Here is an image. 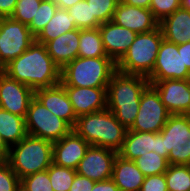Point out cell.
I'll return each instance as SVG.
<instances>
[{
  "instance_id": "obj_41",
  "label": "cell",
  "mask_w": 190,
  "mask_h": 191,
  "mask_svg": "<svg viewBox=\"0 0 190 191\" xmlns=\"http://www.w3.org/2000/svg\"><path fill=\"white\" fill-rule=\"evenodd\" d=\"M153 151L156 152L158 155L168 159L167 150H164V138L162 137V134L160 132L155 133V145Z\"/></svg>"
},
{
  "instance_id": "obj_11",
  "label": "cell",
  "mask_w": 190,
  "mask_h": 191,
  "mask_svg": "<svg viewBox=\"0 0 190 191\" xmlns=\"http://www.w3.org/2000/svg\"><path fill=\"white\" fill-rule=\"evenodd\" d=\"M189 70L182 59V44L162 40L152 73L148 81L187 79Z\"/></svg>"
},
{
  "instance_id": "obj_27",
  "label": "cell",
  "mask_w": 190,
  "mask_h": 191,
  "mask_svg": "<svg viewBox=\"0 0 190 191\" xmlns=\"http://www.w3.org/2000/svg\"><path fill=\"white\" fill-rule=\"evenodd\" d=\"M164 174L168 191H190L189 165L169 164Z\"/></svg>"
},
{
  "instance_id": "obj_25",
  "label": "cell",
  "mask_w": 190,
  "mask_h": 191,
  "mask_svg": "<svg viewBox=\"0 0 190 191\" xmlns=\"http://www.w3.org/2000/svg\"><path fill=\"white\" fill-rule=\"evenodd\" d=\"M75 29H77V27L75 26L73 17L66 9L58 8L51 21L45 26L35 40L45 45L47 42Z\"/></svg>"
},
{
  "instance_id": "obj_19",
  "label": "cell",
  "mask_w": 190,
  "mask_h": 191,
  "mask_svg": "<svg viewBox=\"0 0 190 191\" xmlns=\"http://www.w3.org/2000/svg\"><path fill=\"white\" fill-rule=\"evenodd\" d=\"M35 97L53 114L65 120L72 128L77 117L64 86L57 85L35 90Z\"/></svg>"
},
{
  "instance_id": "obj_10",
  "label": "cell",
  "mask_w": 190,
  "mask_h": 191,
  "mask_svg": "<svg viewBox=\"0 0 190 191\" xmlns=\"http://www.w3.org/2000/svg\"><path fill=\"white\" fill-rule=\"evenodd\" d=\"M171 114L161 102L157 90L149 84L141 94L138 114L128 130L158 133Z\"/></svg>"
},
{
  "instance_id": "obj_37",
  "label": "cell",
  "mask_w": 190,
  "mask_h": 191,
  "mask_svg": "<svg viewBox=\"0 0 190 191\" xmlns=\"http://www.w3.org/2000/svg\"><path fill=\"white\" fill-rule=\"evenodd\" d=\"M140 191H168L165 174L145 176Z\"/></svg>"
},
{
  "instance_id": "obj_30",
  "label": "cell",
  "mask_w": 190,
  "mask_h": 191,
  "mask_svg": "<svg viewBox=\"0 0 190 191\" xmlns=\"http://www.w3.org/2000/svg\"><path fill=\"white\" fill-rule=\"evenodd\" d=\"M48 176L54 191H69L72 185L76 170L57 166L52 163L47 169Z\"/></svg>"
},
{
  "instance_id": "obj_7",
  "label": "cell",
  "mask_w": 190,
  "mask_h": 191,
  "mask_svg": "<svg viewBox=\"0 0 190 191\" xmlns=\"http://www.w3.org/2000/svg\"><path fill=\"white\" fill-rule=\"evenodd\" d=\"M160 133L168 163L190 165V115H170Z\"/></svg>"
},
{
  "instance_id": "obj_47",
  "label": "cell",
  "mask_w": 190,
  "mask_h": 191,
  "mask_svg": "<svg viewBox=\"0 0 190 191\" xmlns=\"http://www.w3.org/2000/svg\"><path fill=\"white\" fill-rule=\"evenodd\" d=\"M16 191H30L27 187H25L21 182L18 184Z\"/></svg>"
},
{
  "instance_id": "obj_48",
  "label": "cell",
  "mask_w": 190,
  "mask_h": 191,
  "mask_svg": "<svg viewBox=\"0 0 190 191\" xmlns=\"http://www.w3.org/2000/svg\"><path fill=\"white\" fill-rule=\"evenodd\" d=\"M187 82L190 84V71H189V73H188V77H187Z\"/></svg>"
},
{
  "instance_id": "obj_26",
  "label": "cell",
  "mask_w": 190,
  "mask_h": 191,
  "mask_svg": "<svg viewBox=\"0 0 190 191\" xmlns=\"http://www.w3.org/2000/svg\"><path fill=\"white\" fill-rule=\"evenodd\" d=\"M78 57L97 58L107 56L99 28L80 30Z\"/></svg>"
},
{
  "instance_id": "obj_29",
  "label": "cell",
  "mask_w": 190,
  "mask_h": 191,
  "mask_svg": "<svg viewBox=\"0 0 190 191\" xmlns=\"http://www.w3.org/2000/svg\"><path fill=\"white\" fill-rule=\"evenodd\" d=\"M67 12L73 17V20H75L77 29H92L98 28L101 25L95 17H92V10L86 0L79 1L71 8H68Z\"/></svg>"
},
{
  "instance_id": "obj_44",
  "label": "cell",
  "mask_w": 190,
  "mask_h": 191,
  "mask_svg": "<svg viewBox=\"0 0 190 191\" xmlns=\"http://www.w3.org/2000/svg\"><path fill=\"white\" fill-rule=\"evenodd\" d=\"M121 1L130 6H136V7L149 9L151 0H121Z\"/></svg>"
},
{
  "instance_id": "obj_1",
  "label": "cell",
  "mask_w": 190,
  "mask_h": 191,
  "mask_svg": "<svg viewBox=\"0 0 190 191\" xmlns=\"http://www.w3.org/2000/svg\"><path fill=\"white\" fill-rule=\"evenodd\" d=\"M1 71L34 91L61 82V68L53 62L46 46L36 40L22 55L10 61Z\"/></svg>"
},
{
  "instance_id": "obj_35",
  "label": "cell",
  "mask_w": 190,
  "mask_h": 191,
  "mask_svg": "<svg viewBox=\"0 0 190 191\" xmlns=\"http://www.w3.org/2000/svg\"><path fill=\"white\" fill-rule=\"evenodd\" d=\"M20 182L30 191H54L47 170L28 175Z\"/></svg>"
},
{
  "instance_id": "obj_2",
  "label": "cell",
  "mask_w": 190,
  "mask_h": 191,
  "mask_svg": "<svg viewBox=\"0 0 190 191\" xmlns=\"http://www.w3.org/2000/svg\"><path fill=\"white\" fill-rule=\"evenodd\" d=\"M150 84L148 78L116 70L107 87V108L128 130L138 114L141 94Z\"/></svg>"
},
{
  "instance_id": "obj_39",
  "label": "cell",
  "mask_w": 190,
  "mask_h": 191,
  "mask_svg": "<svg viewBox=\"0 0 190 191\" xmlns=\"http://www.w3.org/2000/svg\"><path fill=\"white\" fill-rule=\"evenodd\" d=\"M17 0H0V18L11 17L14 12Z\"/></svg>"
},
{
  "instance_id": "obj_20",
  "label": "cell",
  "mask_w": 190,
  "mask_h": 191,
  "mask_svg": "<svg viewBox=\"0 0 190 191\" xmlns=\"http://www.w3.org/2000/svg\"><path fill=\"white\" fill-rule=\"evenodd\" d=\"M80 29L66 32L45 44L53 62L63 68L66 64L78 57Z\"/></svg>"
},
{
  "instance_id": "obj_42",
  "label": "cell",
  "mask_w": 190,
  "mask_h": 191,
  "mask_svg": "<svg viewBox=\"0 0 190 191\" xmlns=\"http://www.w3.org/2000/svg\"><path fill=\"white\" fill-rule=\"evenodd\" d=\"M182 59L183 64H185L190 71V41L182 44Z\"/></svg>"
},
{
  "instance_id": "obj_9",
  "label": "cell",
  "mask_w": 190,
  "mask_h": 191,
  "mask_svg": "<svg viewBox=\"0 0 190 191\" xmlns=\"http://www.w3.org/2000/svg\"><path fill=\"white\" fill-rule=\"evenodd\" d=\"M34 41L27 25L11 17L0 18V70L22 55Z\"/></svg>"
},
{
  "instance_id": "obj_3",
  "label": "cell",
  "mask_w": 190,
  "mask_h": 191,
  "mask_svg": "<svg viewBox=\"0 0 190 191\" xmlns=\"http://www.w3.org/2000/svg\"><path fill=\"white\" fill-rule=\"evenodd\" d=\"M73 130L88 144L117 153L123 146L127 132L108 108L78 117Z\"/></svg>"
},
{
  "instance_id": "obj_31",
  "label": "cell",
  "mask_w": 190,
  "mask_h": 191,
  "mask_svg": "<svg viewBox=\"0 0 190 191\" xmlns=\"http://www.w3.org/2000/svg\"><path fill=\"white\" fill-rule=\"evenodd\" d=\"M58 7L50 0H42L39 9L28 25L31 34L36 38L45 26L51 21L52 17L55 15Z\"/></svg>"
},
{
  "instance_id": "obj_14",
  "label": "cell",
  "mask_w": 190,
  "mask_h": 191,
  "mask_svg": "<svg viewBox=\"0 0 190 191\" xmlns=\"http://www.w3.org/2000/svg\"><path fill=\"white\" fill-rule=\"evenodd\" d=\"M117 152L90 145L85 156L79 162L76 173L95 182L112 178L113 163Z\"/></svg>"
},
{
  "instance_id": "obj_15",
  "label": "cell",
  "mask_w": 190,
  "mask_h": 191,
  "mask_svg": "<svg viewBox=\"0 0 190 191\" xmlns=\"http://www.w3.org/2000/svg\"><path fill=\"white\" fill-rule=\"evenodd\" d=\"M89 146L90 144L72 130L62 139L53 142V163L57 166L76 170Z\"/></svg>"
},
{
  "instance_id": "obj_24",
  "label": "cell",
  "mask_w": 190,
  "mask_h": 191,
  "mask_svg": "<svg viewBox=\"0 0 190 191\" xmlns=\"http://www.w3.org/2000/svg\"><path fill=\"white\" fill-rule=\"evenodd\" d=\"M0 134L9 147L18 144L28 135L25 118L0 108Z\"/></svg>"
},
{
  "instance_id": "obj_17",
  "label": "cell",
  "mask_w": 190,
  "mask_h": 191,
  "mask_svg": "<svg viewBox=\"0 0 190 191\" xmlns=\"http://www.w3.org/2000/svg\"><path fill=\"white\" fill-rule=\"evenodd\" d=\"M98 28L107 56L117 63L134 42L137 33L121 27L112 20L101 24Z\"/></svg>"
},
{
  "instance_id": "obj_43",
  "label": "cell",
  "mask_w": 190,
  "mask_h": 191,
  "mask_svg": "<svg viewBox=\"0 0 190 191\" xmlns=\"http://www.w3.org/2000/svg\"><path fill=\"white\" fill-rule=\"evenodd\" d=\"M50 1L56 4L58 8L67 10L68 8H71L73 5L82 0H50Z\"/></svg>"
},
{
  "instance_id": "obj_23",
  "label": "cell",
  "mask_w": 190,
  "mask_h": 191,
  "mask_svg": "<svg viewBox=\"0 0 190 191\" xmlns=\"http://www.w3.org/2000/svg\"><path fill=\"white\" fill-rule=\"evenodd\" d=\"M154 145V132L127 130L123 146L118 152V155L124 159L133 161L141 155L153 151Z\"/></svg>"
},
{
  "instance_id": "obj_38",
  "label": "cell",
  "mask_w": 190,
  "mask_h": 191,
  "mask_svg": "<svg viewBox=\"0 0 190 191\" xmlns=\"http://www.w3.org/2000/svg\"><path fill=\"white\" fill-rule=\"evenodd\" d=\"M95 181L76 173L75 179L70 186L69 191H91L94 187Z\"/></svg>"
},
{
  "instance_id": "obj_45",
  "label": "cell",
  "mask_w": 190,
  "mask_h": 191,
  "mask_svg": "<svg viewBox=\"0 0 190 191\" xmlns=\"http://www.w3.org/2000/svg\"><path fill=\"white\" fill-rule=\"evenodd\" d=\"M10 147L5 143L2 135L0 134V160H7Z\"/></svg>"
},
{
  "instance_id": "obj_16",
  "label": "cell",
  "mask_w": 190,
  "mask_h": 191,
  "mask_svg": "<svg viewBox=\"0 0 190 191\" xmlns=\"http://www.w3.org/2000/svg\"><path fill=\"white\" fill-rule=\"evenodd\" d=\"M112 21L138 33L150 32L159 26L150 9L130 6L121 0L116 6Z\"/></svg>"
},
{
  "instance_id": "obj_33",
  "label": "cell",
  "mask_w": 190,
  "mask_h": 191,
  "mask_svg": "<svg viewBox=\"0 0 190 191\" xmlns=\"http://www.w3.org/2000/svg\"><path fill=\"white\" fill-rule=\"evenodd\" d=\"M42 0H17L11 18L29 25L35 17Z\"/></svg>"
},
{
  "instance_id": "obj_5",
  "label": "cell",
  "mask_w": 190,
  "mask_h": 191,
  "mask_svg": "<svg viewBox=\"0 0 190 191\" xmlns=\"http://www.w3.org/2000/svg\"><path fill=\"white\" fill-rule=\"evenodd\" d=\"M53 142L27 135L18 144L10 147L7 162L21 180L45 171L53 163Z\"/></svg>"
},
{
  "instance_id": "obj_6",
  "label": "cell",
  "mask_w": 190,
  "mask_h": 191,
  "mask_svg": "<svg viewBox=\"0 0 190 191\" xmlns=\"http://www.w3.org/2000/svg\"><path fill=\"white\" fill-rule=\"evenodd\" d=\"M163 39L160 26L150 32L138 33L125 55L116 63L117 70L148 77Z\"/></svg>"
},
{
  "instance_id": "obj_34",
  "label": "cell",
  "mask_w": 190,
  "mask_h": 191,
  "mask_svg": "<svg viewBox=\"0 0 190 191\" xmlns=\"http://www.w3.org/2000/svg\"><path fill=\"white\" fill-rule=\"evenodd\" d=\"M179 8H181V0H151L149 7L158 22H161Z\"/></svg>"
},
{
  "instance_id": "obj_32",
  "label": "cell",
  "mask_w": 190,
  "mask_h": 191,
  "mask_svg": "<svg viewBox=\"0 0 190 191\" xmlns=\"http://www.w3.org/2000/svg\"><path fill=\"white\" fill-rule=\"evenodd\" d=\"M92 10V17L100 23L112 20L116 6L120 0H86Z\"/></svg>"
},
{
  "instance_id": "obj_4",
  "label": "cell",
  "mask_w": 190,
  "mask_h": 191,
  "mask_svg": "<svg viewBox=\"0 0 190 191\" xmlns=\"http://www.w3.org/2000/svg\"><path fill=\"white\" fill-rule=\"evenodd\" d=\"M116 63L110 57H77L61 69L63 86L107 88Z\"/></svg>"
},
{
  "instance_id": "obj_28",
  "label": "cell",
  "mask_w": 190,
  "mask_h": 191,
  "mask_svg": "<svg viewBox=\"0 0 190 191\" xmlns=\"http://www.w3.org/2000/svg\"><path fill=\"white\" fill-rule=\"evenodd\" d=\"M133 161L145 176L165 173L169 166L167 159L154 151L147 152Z\"/></svg>"
},
{
  "instance_id": "obj_12",
  "label": "cell",
  "mask_w": 190,
  "mask_h": 191,
  "mask_svg": "<svg viewBox=\"0 0 190 191\" xmlns=\"http://www.w3.org/2000/svg\"><path fill=\"white\" fill-rule=\"evenodd\" d=\"M171 115H190V84L186 79L149 81Z\"/></svg>"
},
{
  "instance_id": "obj_8",
  "label": "cell",
  "mask_w": 190,
  "mask_h": 191,
  "mask_svg": "<svg viewBox=\"0 0 190 191\" xmlns=\"http://www.w3.org/2000/svg\"><path fill=\"white\" fill-rule=\"evenodd\" d=\"M29 135L56 142L68 135L73 128L63 119L57 117L34 97L25 117Z\"/></svg>"
},
{
  "instance_id": "obj_21",
  "label": "cell",
  "mask_w": 190,
  "mask_h": 191,
  "mask_svg": "<svg viewBox=\"0 0 190 191\" xmlns=\"http://www.w3.org/2000/svg\"><path fill=\"white\" fill-rule=\"evenodd\" d=\"M163 38L176 45L190 41V11L184 8L177 9L159 22Z\"/></svg>"
},
{
  "instance_id": "obj_22",
  "label": "cell",
  "mask_w": 190,
  "mask_h": 191,
  "mask_svg": "<svg viewBox=\"0 0 190 191\" xmlns=\"http://www.w3.org/2000/svg\"><path fill=\"white\" fill-rule=\"evenodd\" d=\"M120 191H140L145 175L139 170L134 161L122 158L117 154L112 178Z\"/></svg>"
},
{
  "instance_id": "obj_13",
  "label": "cell",
  "mask_w": 190,
  "mask_h": 191,
  "mask_svg": "<svg viewBox=\"0 0 190 191\" xmlns=\"http://www.w3.org/2000/svg\"><path fill=\"white\" fill-rule=\"evenodd\" d=\"M35 91L0 71V108L12 114L26 117Z\"/></svg>"
},
{
  "instance_id": "obj_46",
  "label": "cell",
  "mask_w": 190,
  "mask_h": 191,
  "mask_svg": "<svg viewBox=\"0 0 190 191\" xmlns=\"http://www.w3.org/2000/svg\"><path fill=\"white\" fill-rule=\"evenodd\" d=\"M181 7L190 11V0H181Z\"/></svg>"
},
{
  "instance_id": "obj_36",
  "label": "cell",
  "mask_w": 190,
  "mask_h": 191,
  "mask_svg": "<svg viewBox=\"0 0 190 191\" xmlns=\"http://www.w3.org/2000/svg\"><path fill=\"white\" fill-rule=\"evenodd\" d=\"M19 177L6 160H0V191H16Z\"/></svg>"
},
{
  "instance_id": "obj_18",
  "label": "cell",
  "mask_w": 190,
  "mask_h": 191,
  "mask_svg": "<svg viewBox=\"0 0 190 191\" xmlns=\"http://www.w3.org/2000/svg\"><path fill=\"white\" fill-rule=\"evenodd\" d=\"M76 117L107 108V88L64 86Z\"/></svg>"
},
{
  "instance_id": "obj_40",
  "label": "cell",
  "mask_w": 190,
  "mask_h": 191,
  "mask_svg": "<svg viewBox=\"0 0 190 191\" xmlns=\"http://www.w3.org/2000/svg\"><path fill=\"white\" fill-rule=\"evenodd\" d=\"M91 191H120L112 179L95 182Z\"/></svg>"
}]
</instances>
